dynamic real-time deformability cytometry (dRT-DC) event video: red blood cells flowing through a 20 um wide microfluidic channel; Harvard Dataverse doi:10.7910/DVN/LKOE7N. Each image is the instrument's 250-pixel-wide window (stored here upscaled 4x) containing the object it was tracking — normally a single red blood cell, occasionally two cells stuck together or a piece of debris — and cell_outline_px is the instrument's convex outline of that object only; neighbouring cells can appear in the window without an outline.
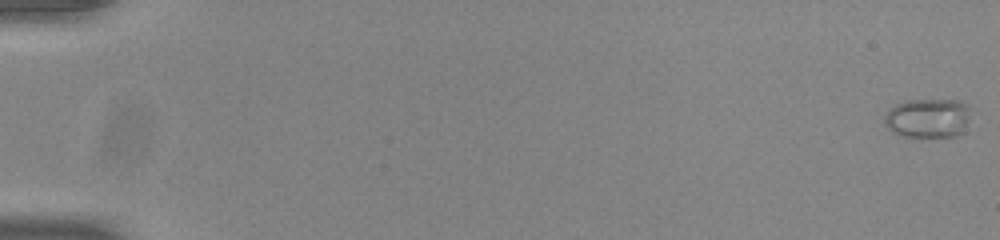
{"species": "common noctule bat (a hibernating species)", "species_latin": "Nyctalus noctula", "temperature_condition": "room temperature", "stored_images_in_passage": 22, "camera_frame_rate_fps": 3000, "um_per_image_px": 0.085, "animal": {"sex": "male", "body_mass_g": 20.0, "forearm_length_mm": 53.3}, "frame": {"image": 1, "passage_image": 1, "time_ms": 0.0, "image_size_px": [1000, 240], "cell_outline_px": [[972, 108], [964, 132], [956, 136], [904, 136], [892, 132], [884, 124], [884, 116], [896, 104], [908, 100], [956, 100]], "centroid_in_image_um": [78.9, 10.04], "position_along_channel_um": 6.1, "area_um2": 19.71}}
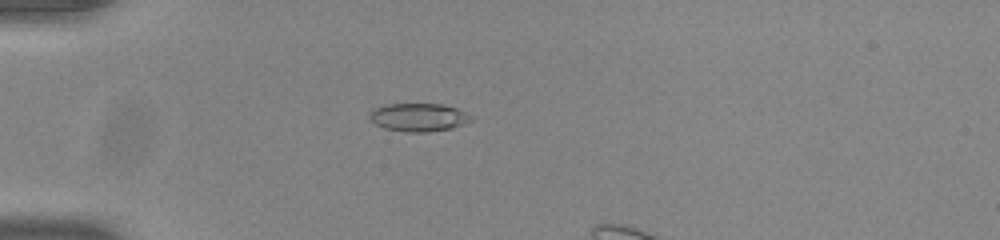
{"frame": {"image": 2, "passage_image": 17, "time_ms": 5.333, "image_size_px": [1000, 240], "cell_outline_px": [[476, 120], [452, 128], [428, 132], [408, 132], [384, 128], [376, 124], [368, 116], [372, 108], [388, 104], [444, 104], [456, 108], [464, 112]], "centroid_in_image_um": [35.59, 9.97], "position_along_channel_um": 49.4, "area_um2": 16.7}}
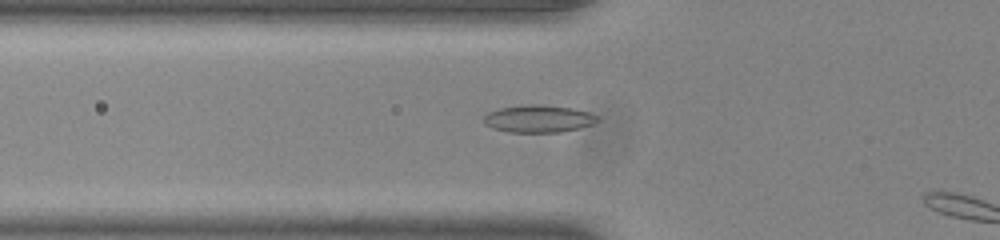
{"frame": {"image": 3, "passage_image": 21, "time_ms": 6.667, "image_size_px": [1000, 240], "cell_outline_px": [[600, 120], [592, 124], [560, 132], [508, 132], [492, 128], [484, 124], [484, 116], [488, 112], [500, 108], [532, 104], [536, 104], [572, 108], [588, 112], [600, 116]], "centroid_in_image_um": [45.77, 10.09], "position_along_channel_um": 80.0, "area_um2": 18.03}}